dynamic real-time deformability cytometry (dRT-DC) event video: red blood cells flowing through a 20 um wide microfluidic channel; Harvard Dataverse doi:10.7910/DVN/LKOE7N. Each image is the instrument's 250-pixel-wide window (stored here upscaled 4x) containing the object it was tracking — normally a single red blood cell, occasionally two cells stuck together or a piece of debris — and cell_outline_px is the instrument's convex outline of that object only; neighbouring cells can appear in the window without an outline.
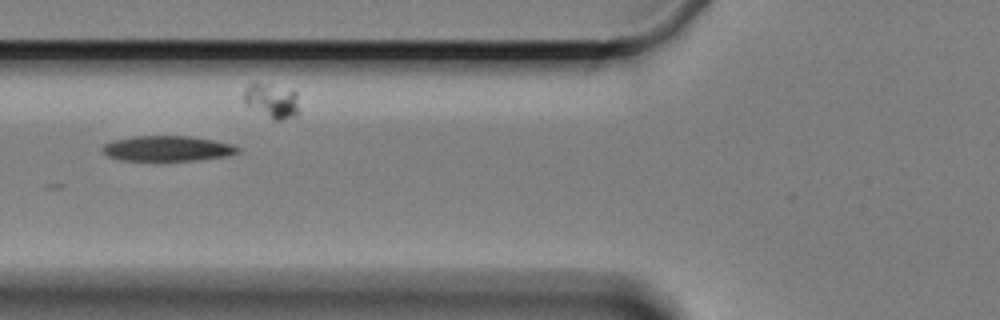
{"species": "Egyptian fruit bat (a non-hibernating species)", "species_latin": "Rousettus aegyptiacus", "temperature_condition": "cold", "stored_images_in_passage": 7, "camera_frame_rate_fps": 3000, "um_per_image_px": 0.085, "animal": {"sex": "female"}, "frame": {"image": 1, "passage_image": 2, "time_ms": 1.333, "image_size_px": [1000, 320], "cell_outline_px": [[240, 152], [224, 156], [196, 160], [120, 160], [108, 156], [100, 152], [100, 148], [104, 144], [112, 140], [132, 136], [188, 136], [212, 140], [232, 144], [240, 148]], "centroid_in_image_um": [14.16, 12.61], "position_along_channel_um": 111.6, "area_um2": 19.94}}
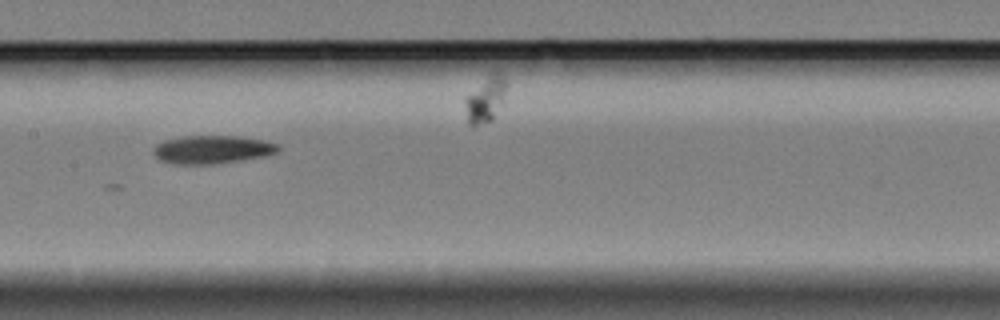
{"frame": {"image": 2, "passage_image": 4, "time_ms": 3.667, "image_size_px": [1000, 320], "cell_outline_px": [[280, 152], [264, 156], [240, 160], [212, 164], [172, 164], [160, 160], [152, 152], [152, 148], [156, 144], [164, 140], [184, 136], [240, 136], [264, 140], [280, 144]], "centroid_in_image_um": [18.05, 12.7], "position_along_channel_um": 189.4, "area_um2": 20.69}}
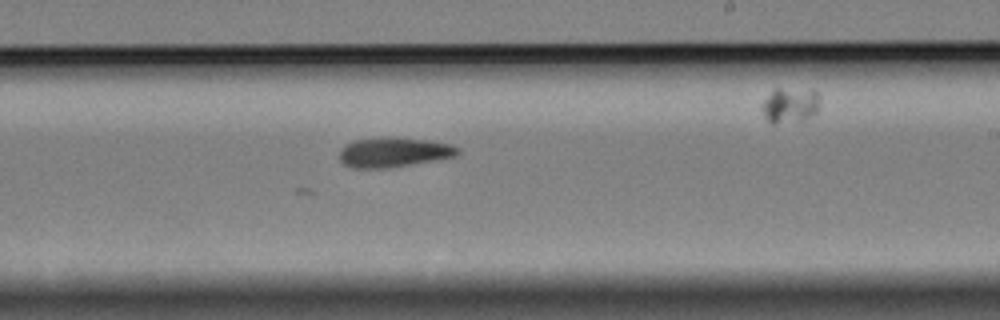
{"frame": {"image": 3, "passage_image": 6, "time_ms": 5.667, "image_size_px": [1000, 320], "cell_outline_px": [[460, 152], [456, 156], [388, 168], [352, 168], [344, 164], [340, 160], [340, 148], [356, 140], [428, 140], [452, 144], [460, 148]], "centroid_in_image_um": [33.5, 12.99], "position_along_channel_um": 255.5, "area_um2": 19.48}}